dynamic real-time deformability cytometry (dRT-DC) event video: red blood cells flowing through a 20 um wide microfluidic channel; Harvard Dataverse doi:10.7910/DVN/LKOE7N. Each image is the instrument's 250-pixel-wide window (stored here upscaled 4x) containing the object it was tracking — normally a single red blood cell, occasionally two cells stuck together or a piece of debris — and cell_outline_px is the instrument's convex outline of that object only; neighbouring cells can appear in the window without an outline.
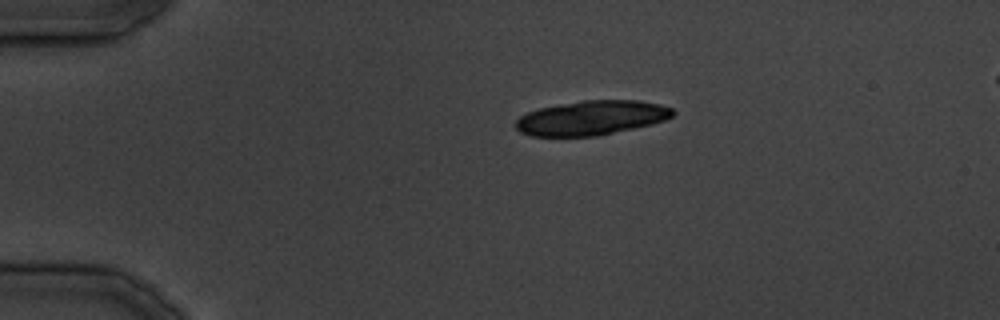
{"species": "common noctule bat (a hibernating species)", "species_latin": "Nyctalus noctula", "temperature_condition": "cold", "stored_images_in_passage": 29, "camera_frame_rate_fps": 3000, "um_per_image_px": 0.085, "animal": {"sex": "male", "body_mass_g": 19.5, "forearm_length_mm": 54.6}, "frame": {"image": 1, "passage_image": 1, "time_ms": 0.0, "image_size_px": [1000, 320], "cell_outline_px": [[676, 112], [672, 116], [664, 120], [652, 124], [596, 136], [532, 136], [520, 132], [516, 128], [516, 120], [520, 116], [528, 112], [540, 108], [560, 104], [584, 100], [640, 100], [660, 104], [672, 108]], "centroid_in_image_um": [50.29, 10.01], "position_along_channel_um": 34.7, "area_um2": 31.44}}